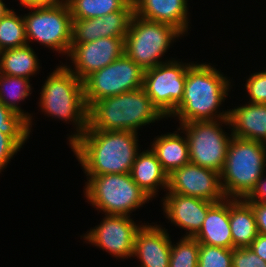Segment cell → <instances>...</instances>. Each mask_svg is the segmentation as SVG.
Wrapping results in <instances>:
<instances>
[{"instance_id": "28", "label": "cell", "mask_w": 266, "mask_h": 267, "mask_svg": "<svg viewBox=\"0 0 266 267\" xmlns=\"http://www.w3.org/2000/svg\"><path fill=\"white\" fill-rule=\"evenodd\" d=\"M0 131L11 137L21 148L30 135L28 121L0 102Z\"/></svg>"}, {"instance_id": "5", "label": "cell", "mask_w": 266, "mask_h": 267, "mask_svg": "<svg viewBox=\"0 0 266 267\" xmlns=\"http://www.w3.org/2000/svg\"><path fill=\"white\" fill-rule=\"evenodd\" d=\"M266 144L232 137L220 172L221 187L226 198L245 199L266 174Z\"/></svg>"}, {"instance_id": "9", "label": "cell", "mask_w": 266, "mask_h": 267, "mask_svg": "<svg viewBox=\"0 0 266 267\" xmlns=\"http://www.w3.org/2000/svg\"><path fill=\"white\" fill-rule=\"evenodd\" d=\"M23 15L27 43L33 40L59 54L67 55L72 42V16L68 4L31 7Z\"/></svg>"}, {"instance_id": "18", "label": "cell", "mask_w": 266, "mask_h": 267, "mask_svg": "<svg viewBox=\"0 0 266 267\" xmlns=\"http://www.w3.org/2000/svg\"><path fill=\"white\" fill-rule=\"evenodd\" d=\"M135 15L174 26L183 35L189 29L188 0H132Z\"/></svg>"}, {"instance_id": "33", "label": "cell", "mask_w": 266, "mask_h": 267, "mask_svg": "<svg viewBox=\"0 0 266 267\" xmlns=\"http://www.w3.org/2000/svg\"><path fill=\"white\" fill-rule=\"evenodd\" d=\"M20 149L21 147L11 137L0 131V173Z\"/></svg>"}, {"instance_id": "6", "label": "cell", "mask_w": 266, "mask_h": 267, "mask_svg": "<svg viewBox=\"0 0 266 267\" xmlns=\"http://www.w3.org/2000/svg\"><path fill=\"white\" fill-rule=\"evenodd\" d=\"M84 196L105 215L130 216L151 199L131 178L130 173L86 175Z\"/></svg>"}, {"instance_id": "13", "label": "cell", "mask_w": 266, "mask_h": 267, "mask_svg": "<svg viewBox=\"0 0 266 267\" xmlns=\"http://www.w3.org/2000/svg\"><path fill=\"white\" fill-rule=\"evenodd\" d=\"M166 193H176L211 202L223 201L226 197L221 187L220 173L188 163L168 175Z\"/></svg>"}, {"instance_id": "23", "label": "cell", "mask_w": 266, "mask_h": 267, "mask_svg": "<svg viewBox=\"0 0 266 267\" xmlns=\"http://www.w3.org/2000/svg\"><path fill=\"white\" fill-rule=\"evenodd\" d=\"M229 222L234 248L249 247L258 235L251 205L245 199L229 198Z\"/></svg>"}, {"instance_id": "7", "label": "cell", "mask_w": 266, "mask_h": 267, "mask_svg": "<svg viewBox=\"0 0 266 267\" xmlns=\"http://www.w3.org/2000/svg\"><path fill=\"white\" fill-rule=\"evenodd\" d=\"M182 36L172 25L134 15L124 39V53L145 71L169 61H163L162 57L172 43Z\"/></svg>"}, {"instance_id": "21", "label": "cell", "mask_w": 266, "mask_h": 267, "mask_svg": "<svg viewBox=\"0 0 266 267\" xmlns=\"http://www.w3.org/2000/svg\"><path fill=\"white\" fill-rule=\"evenodd\" d=\"M131 178L152 199L159 188H168V174L151 148L138 152L130 171Z\"/></svg>"}, {"instance_id": "11", "label": "cell", "mask_w": 266, "mask_h": 267, "mask_svg": "<svg viewBox=\"0 0 266 267\" xmlns=\"http://www.w3.org/2000/svg\"><path fill=\"white\" fill-rule=\"evenodd\" d=\"M192 63L172 58L144 71L142 88L166 119L183 98L186 72Z\"/></svg>"}, {"instance_id": "38", "label": "cell", "mask_w": 266, "mask_h": 267, "mask_svg": "<svg viewBox=\"0 0 266 267\" xmlns=\"http://www.w3.org/2000/svg\"><path fill=\"white\" fill-rule=\"evenodd\" d=\"M3 1L4 0H0V20L11 10Z\"/></svg>"}, {"instance_id": "27", "label": "cell", "mask_w": 266, "mask_h": 267, "mask_svg": "<svg viewBox=\"0 0 266 267\" xmlns=\"http://www.w3.org/2000/svg\"><path fill=\"white\" fill-rule=\"evenodd\" d=\"M28 44L23 15L11 9L0 20V51Z\"/></svg>"}, {"instance_id": "3", "label": "cell", "mask_w": 266, "mask_h": 267, "mask_svg": "<svg viewBox=\"0 0 266 267\" xmlns=\"http://www.w3.org/2000/svg\"><path fill=\"white\" fill-rule=\"evenodd\" d=\"M39 107L52 119L72 122L74 133L68 136L69 145L77 140L88 126V107L81 81L65 64L58 65L42 84Z\"/></svg>"}, {"instance_id": "22", "label": "cell", "mask_w": 266, "mask_h": 267, "mask_svg": "<svg viewBox=\"0 0 266 267\" xmlns=\"http://www.w3.org/2000/svg\"><path fill=\"white\" fill-rule=\"evenodd\" d=\"M182 131L161 134L154 138L151 150L160 161L162 168L169 175L175 169L183 167L190 163L189 145L185 134L181 136Z\"/></svg>"}, {"instance_id": "20", "label": "cell", "mask_w": 266, "mask_h": 267, "mask_svg": "<svg viewBox=\"0 0 266 267\" xmlns=\"http://www.w3.org/2000/svg\"><path fill=\"white\" fill-rule=\"evenodd\" d=\"M194 238L199 244L233 249L229 222V198L214 203L208 209L202 227Z\"/></svg>"}, {"instance_id": "15", "label": "cell", "mask_w": 266, "mask_h": 267, "mask_svg": "<svg viewBox=\"0 0 266 267\" xmlns=\"http://www.w3.org/2000/svg\"><path fill=\"white\" fill-rule=\"evenodd\" d=\"M134 15V3L131 1L123 10L102 17L72 19L71 44H83L106 37L125 39Z\"/></svg>"}, {"instance_id": "34", "label": "cell", "mask_w": 266, "mask_h": 267, "mask_svg": "<svg viewBox=\"0 0 266 267\" xmlns=\"http://www.w3.org/2000/svg\"><path fill=\"white\" fill-rule=\"evenodd\" d=\"M255 214L258 233L266 235V204L259 201H247Z\"/></svg>"}, {"instance_id": "30", "label": "cell", "mask_w": 266, "mask_h": 267, "mask_svg": "<svg viewBox=\"0 0 266 267\" xmlns=\"http://www.w3.org/2000/svg\"><path fill=\"white\" fill-rule=\"evenodd\" d=\"M197 267H232V249L199 244Z\"/></svg>"}, {"instance_id": "26", "label": "cell", "mask_w": 266, "mask_h": 267, "mask_svg": "<svg viewBox=\"0 0 266 267\" xmlns=\"http://www.w3.org/2000/svg\"><path fill=\"white\" fill-rule=\"evenodd\" d=\"M132 0H65L72 19H90L123 10Z\"/></svg>"}, {"instance_id": "19", "label": "cell", "mask_w": 266, "mask_h": 267, "mask_svg": "<svg viewBox=\"0 0 266 267\" xmlns=\"http://www.w3.org/2000/svg\"><path fill=\"white\" fill-rule=\"evenodd\" d=\"M233 137L266 144V104L245 103L229 109Z\"/></svg>"}, {"instance_id": "29", "label": "cell", "mask_w": 266, "mask_h": 267, "mask_svg": "<svg viewBox=\"0 0 266 267\" xmlns=\"http://www.w3.org/2000/svg\"><path fill=\"white\" fill-rule=\"evenodd\" d=\"M199 243L194 237H182L171 243L169 267H197Z\"/></svg>"}, {"instance_id": "2", "label": "cell", "mask_w": 266, "mask_h": 267, "mask_svg": "<svg viewBox=\"0 0 266 267\" xmlns=\"http://www.w3.org/2000/svg\"><path fill=\"white\" fill-rule=\"evenodd\" d=\"M230 85V79L211 63L193 61L186 72L183 98L169 118L179 119V125L229 119V109L221 112L219 107L228 97Z\"/></svg>"}, {"instance_id": "4", "label": "cell", "mask_w": 266, "mask_h": 267, "mask_svg": "<svg viewBox=\"0 0 266 267\" xmlns=\"http://www.w3.org/2000/svg\"><path fill=\"white\" fill-rule=\"evenodd\" d=\"M166 118L143 88L96 101L88 109L87 129L132 131Z\"/></svg>"}, {"instance_id": "32", "label": "cell", "mask_w": 266, "mask_h": 267, "mask_svg": "<svg viewBox=\"0 0 266 267\" xmlns=\"http://www.w3.org/2000/svg\"><path fill=\"white\" fill-rule=\"evenodd\" d=\"M232 267H266V261L250 247L232 249Z\"/></svg>"}, {"instance_id": "24", "label": "cell", "mask_w": 266, "mask_h": 267, "mask_svg": "<svg viewBox=\"0 0 266 267\" xmlns=\"http://www.w3.org/2000/svg\"><path fill=\"white\" fill-rule=\"evenodd\" d=\"M40 60L30 44L0 51V73L30 79L39 73Z\"/></svg>"}, {"instance_id": "8", "label": "cell", "mask_w": 266, "mask_h": 267, "mask_svg": "<svg viewBox=\"0 0 266 267\" xmlns=\"http://www.w3.org/2000/svg\"><path fill=\"white\" fill-rule=\"evenodd\" d=\"M229 119L215 121H193L179 125L178 131L185 134L189 145L190 163L220 173L223 169L232 133Z\"/></svg>"}, {"instance_id": "12", "label": "cell", "mask_w": 266, "mask_h": 267, "mask_svg": "<svg viewBox=\"0 0 266 267\" xmlns=\"http://www.w3.org/2000/svg\"><path fill=\"white\" fill-rule=\"evenodd\" d=\"M143 224L135 223L127 215H105L99 225L80 237L117 260H124L133 257L135 236Z\"/></svg>"}, {"instance_id": "31", "label": "cell", "mask_w": 266, "mask_h": 267, "mask_svg": "<svg viewBox=\"0 0 266 267\" xmlns=\"http://www.w3.org/2000/svg\"><path fill=\"white\" fill-rule=\"evenodd\" d=\"M246 79L245 88L249 103L266 104V69L250 74Z\"/></svg>"}, {"instance_id": "1", "label": "cell", "mask_w": 266, "mask_h": 267, "mask_svg": "<svg viewBox=\"0 0 266 267\" xmlns=\"http://www.w3.org/2000/svg\"><path fill=\"white\" fill-rule=\"evenodd\" d=\"M138 133L86 129L71 149L85 175L130 173L139 152Z\"/></svg>"}, {"instance_id": "25", "label": "cell", "mask_w": 266, "mask_h": 267, "mask_svg": "<svg viewBox=\"0 0 266 267\" xmlns=\"http://www.w3.org/2000/svg\"><path fill=\"white\" fill-rule=\"evenodd\" d=\"M32 90L30 79L0 73V102L14 113L24 117L28 121L30 132L33 125V115L24 112L19 105L20 102L31 96Z\"/></svg>"}, {"instance_id": "14", "label": "cell", "mask_w": 266, "mask_h": 267, "mask_svg": "<svg viewBox=\"0 0 266 267\" xmlns=\"http://www.w3.org/2000/svg\"><path fill=\"white\" fill-rule=\"evenodd\" d=\"M123 53V38L106 37L83 44H71L67 57L74 68L67 63L65 66L83 81L91 73L117 60Z\"/></svg>"}, {"instance_id": "36", "label": "cell", "mask_w": 266, "mask_h": 267, "mask_svg": "<svg viewBox=\"0 0 266 267\" xmlns=\"http://www.w3.org/2000/svg\"><path fill=\"white\" fill-rule=\"evenodd\" d=\"M249 247L255 254L266 261V235L258 233L257 237Z\"/></svg>"}, {"instance_id": "16", "label": "cell", "mask_w": 266, "mask_h": 267, "mask_svg": "<svg viewBox=\"0 0 266 267\" xmlns=\"http://www.w3.org/2000/svg\"><path fill=\"white\" fill-rule=\"evenodd\" d=\"M163 215L171 224L186 230L181 237H194L202 227L208 209L214 202L176 193L161 198Z\"/></svg>"}, {"instance_id": "35", "label": "cell", "mask_w": 266, "mask_h": 267, "mask_svg": "<svg viewBox=\"0 0 266 267\" xmlns=\"http://www.w3.org/2000/svg\"><path fill=\"white\" fill-rule=\"evenodd\" d=\"M266 175L264 174L258 181L256 187L245 198L246 201H259L266 204Z\"/></svg>"}, {"instance_id": "37", "label": "cell", "mask_w": 266, "mask_h": 267, "mask_svg": "<svg viewBox=\"0 0 266 267\" xmlns=\"http://www.w3.org/2000/svg\"><path fill=\"white\" fill-rule=\"evenodd\" d=\"M19 4L25 8L40 7V6H51L60 5L65 2V0H19Z\"/></svg>"}, {"instance_id": "17", "label": "cell", "mask_w": 266, "mask_h": 267, "mask_svg": "<svg viewBox=\"0 0 266 267\" xmlns=\"http://www.w3.org/2000/svg\"><path fill=\"white\" fill-rule=\"evenodd\" d=\"M151 224L144 223L138 230L133 258L141 262L138 267H169L171 236L162 225Z\"/></svg>"}, {"instance_id": "10", "label": "cell", "mask_w": 266, "mask_h": 267, "mask_svg": "<svg viewBox=\"0 0 266 267\" xmlns=\"http://www.w3.org/2000/svg\"><path fill=\"white\" fill-rule=\"evenodd\" d=\"M143 74L144 70L125 53L111 64L91 73L83 80L88 109L103 98L142 88Z\"/></svg>"}]
</instances>
